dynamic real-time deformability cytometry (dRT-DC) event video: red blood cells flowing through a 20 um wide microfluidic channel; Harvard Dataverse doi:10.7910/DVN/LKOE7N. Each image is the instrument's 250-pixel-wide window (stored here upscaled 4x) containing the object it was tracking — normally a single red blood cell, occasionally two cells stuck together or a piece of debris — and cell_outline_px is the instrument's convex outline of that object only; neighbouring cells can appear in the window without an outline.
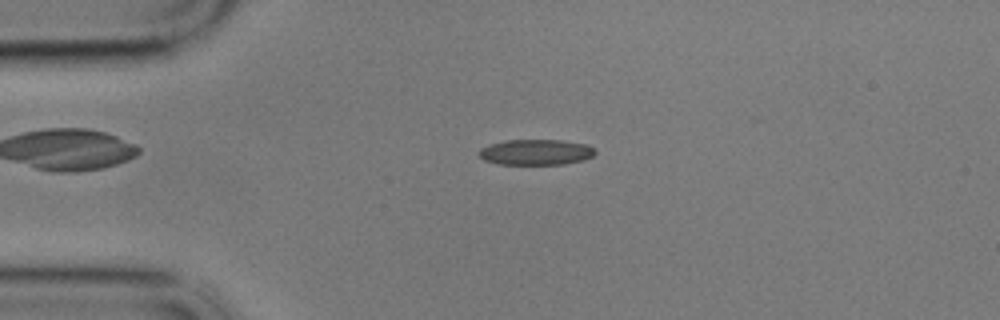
{"species": "common noctule bat (a hibernating species)", "species_latin": "Nyctalus noctula", "temperature_condition": "cold", "stored_images_in_passage": 40, "camera_frame_rate_fps": 3000, "um_per_image_px": 0.085, "animal": {"sex": "male", "body_mass_g": 17.9}, "frame": {"image": 1, "passage_image": 3, "time_ms": 0.667, "image_size_px": [1000, 320], "cell_outline_px": [[596, 152], [592, 156], [584, 160], [564, 164], [500, 164], [484, 160], [480, 156], [480, 148], [488, 144], [504, 140], [560, 140], [588, 144]], "centroid_in_image_um": [45.55, 12.93], "position_along_channel_um": 39.4, "area_um2": 17.34}}
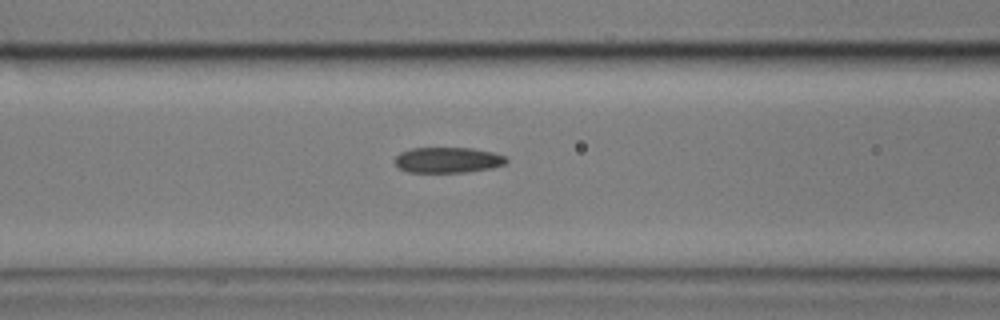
{"frame": {"image": 2, "passage_image": 13, "time_ms": 4.0, "image_size_px": [1000, 320], "cell_outline_px": [[508, 160], [504, 164], [492, 168], [468, 172], [408, 172], [400, 168], [396, 164], [396, 156], [400, 152], [412, 148], [472, 148], [492, 152], [504, 156]], "centroid_in_image_um": [38.07, 13.6], "position_along_channel_um": 128.5, "area_um2": 16.53}}
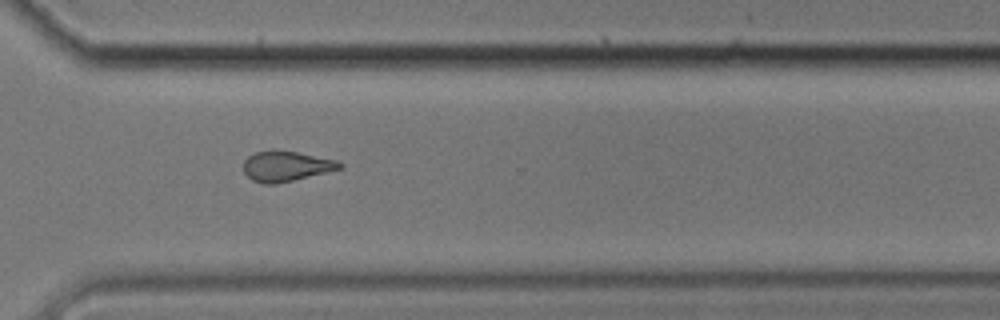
{"frame": {"image": 3, "passage_image": 32, "time_ms": 10.333, "image_size_px": [1000, 320], "cell_outline_px": [[344, 168], [276, 184], [264, 184], [252, 180], [244, 172], [244, 160], [248, 156], [256, 152], [272, 148], [296, 152], [336, 160], [344, 164]], "centroid_in_image_um": [24.31, 14.11], "position_along_channel_um": 346.3, "area_um2": 17.11}, "authors_computed_cell_mechanics": {"area_um2": 17.2244, "velocity_mm_per_s": 3.4355, "shape_relaxation_time_tau1_ms": 8.2968, "shape_relaxation_time_tau2_ms": 3.9842, "deformation_change_tau1": 0.178, "deformation_change_tau2": 0.1098}}